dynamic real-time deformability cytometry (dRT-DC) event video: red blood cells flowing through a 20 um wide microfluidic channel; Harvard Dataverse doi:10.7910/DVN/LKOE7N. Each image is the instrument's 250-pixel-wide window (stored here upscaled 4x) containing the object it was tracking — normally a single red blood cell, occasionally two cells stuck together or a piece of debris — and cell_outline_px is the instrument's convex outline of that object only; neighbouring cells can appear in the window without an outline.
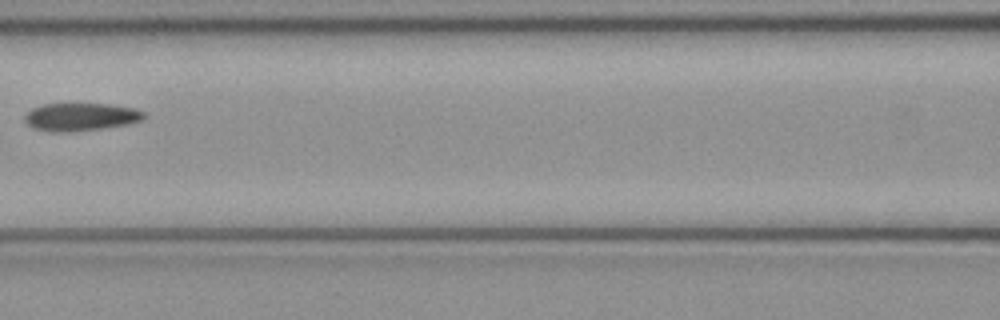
{"species": "common noctule bat (a hibernating species)", "species_latin": "Nyctalus noctula", "temperature_condition": "cold", "stored_images_in_passage": 5, "camera_frame_rate_fps": 3000, "um_per_image_px": 0.085, "animal": {"sex": "female", "body_mass_g": 21.9}, "frame": {"image": 1, "passage_image": 5, "time_ms": 1.333, "image_size_px": [1000, 320], "cell_outline_px": [[148, 116], [140, 120], [128, 124], [100, 128], [64, 132], [56, 132], [32, 128], [24, 120], [24, 116], [32, 108], [44, 104], [112, 104], [136, 108], [144, 112]], "centroid_in_image_um": [6.88, 9.92], "position_along_channel_um": 159.7, "area_um2": 19.25}}